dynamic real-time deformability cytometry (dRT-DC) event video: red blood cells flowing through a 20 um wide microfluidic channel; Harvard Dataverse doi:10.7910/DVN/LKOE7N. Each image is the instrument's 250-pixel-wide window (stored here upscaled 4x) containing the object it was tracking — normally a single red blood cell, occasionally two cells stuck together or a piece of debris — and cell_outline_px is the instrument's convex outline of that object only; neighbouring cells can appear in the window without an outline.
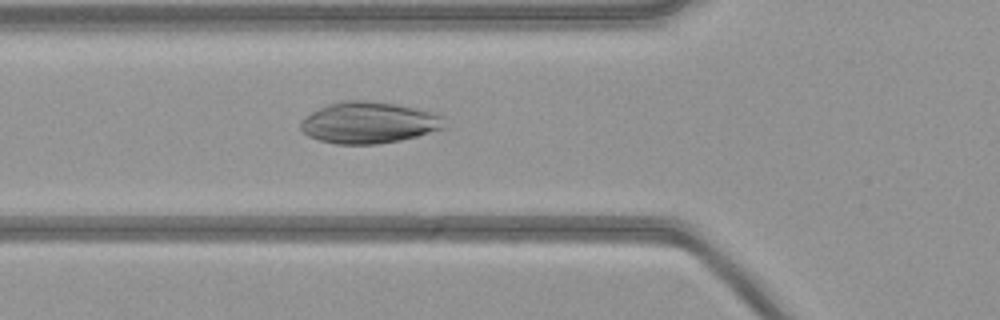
{"species": "common noctule bat (a hibernating species)", "species_latin": "Nyctalus noctula", "temperature_condition": "warm", "stored_images_in_passage": 52, "camera_frame_rate_fps": 3000, "um_per_image_px": 0.085, "animal": {"sex": "female", "body_mass_g": 21.9}, "frame": {"image": 1, "passage_image": 18, "time_ms": 5.667, "image_size_px": [1000, 320], "cell_outline_px": [[448, 128], [400, 140], [376, 144], [336, 144], [320, 140], [308, 136], [300, 128], [300, 120], [312, 112], [328, 104], [348, 100], [372, 100], [396, 104], [436, 112], [448, 116]], "centroid_in_image_um": [31.45, 10.41], "position_along_channel_um": 94.3, "area_um2": 35.32}}
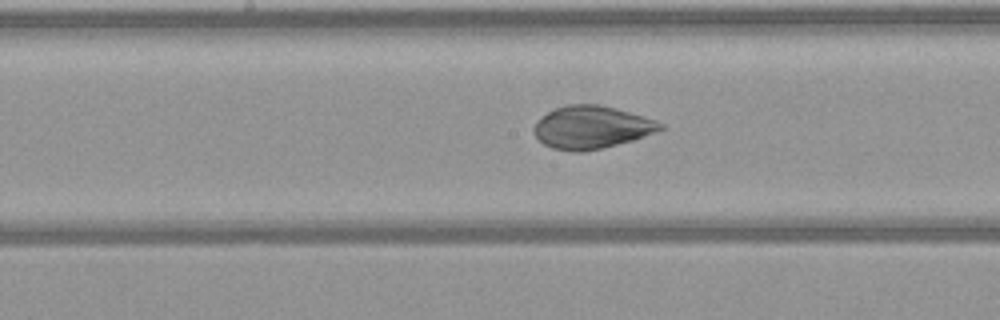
{"frame": {"image": 2, "passage_image": 26, "time_ms": 8.333, "image_size_px": [1000, 320], "cell_outline_px": [[668, 128], [632, 140], [584, 152], [568, 152], [552, 148], [544, 144], [532, 132], [532, 128], [536, 120], [548, 112], [556, 108], [568, 104], [600, 104], [616, 108], [644, 116], [656, 120], [664, 124]], "centroid_in_image_um": [50.28, 10.82], "position_along_channel_um": 197.9, "area_um2": 31.73}}
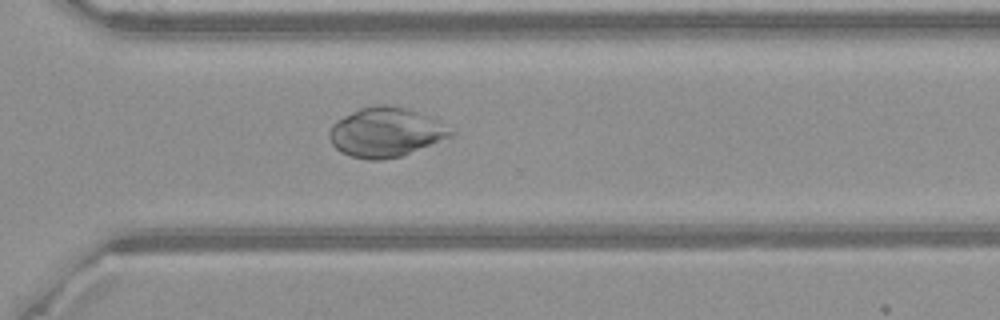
{"frame": {"image": 3, "passage_image": 37, "time_ms": 12.0, "image_size_px": [1000, 320], "cell_outline_px": [[456, 132], [452, 136], [400, 156], [380, 160], [368, 160], [352, 156], [340, 152], [332, 144], [328, 136], [328, 132], [332, 124], [336, 120], [360, 108], [376, 104], [388, 104], [408, 108], [436, 120]], "centroid_in_image_um": [32.75, 11.23], "position_along_channel_um": 337.9, "area_um2": 34.8}}